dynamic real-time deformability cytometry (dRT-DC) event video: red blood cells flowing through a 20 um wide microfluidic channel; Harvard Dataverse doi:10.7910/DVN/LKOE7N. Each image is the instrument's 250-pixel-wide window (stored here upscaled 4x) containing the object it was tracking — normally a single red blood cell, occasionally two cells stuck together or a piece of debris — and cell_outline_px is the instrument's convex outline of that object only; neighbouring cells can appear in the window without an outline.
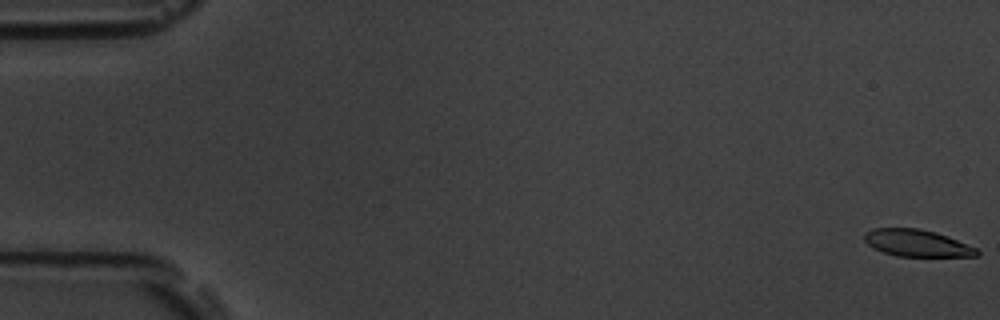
{"species": "common noctule bat (a hibernating species)", "species_latin": "Nyctalus noctula", "temperature_condition": "room temperature", "stored_images_in_passage": 56, "camera_frame_rate_fps": 3000, "um_per_image_px": 0.085, "animal": {"sex": "male", "body_mass_g": 19.5, "forearm_length_mm": 54.6}, "frame": {"image": 1, "passage_image": 1, "time_ms": 0.0, "image_size_px": [1000, 320], "cell_outline_px": [[980, 252], [976, 256], [896, 256], [884, 252], [868, 244], [864, 240], [864, 232], [872, 228], [920, 228], [936, 232], [948, 236], [976, 248]], "centroid_in_image_um": [77.93, 20.65], "position_along_channel_um": 7.1, "area_um2": 17.57}}
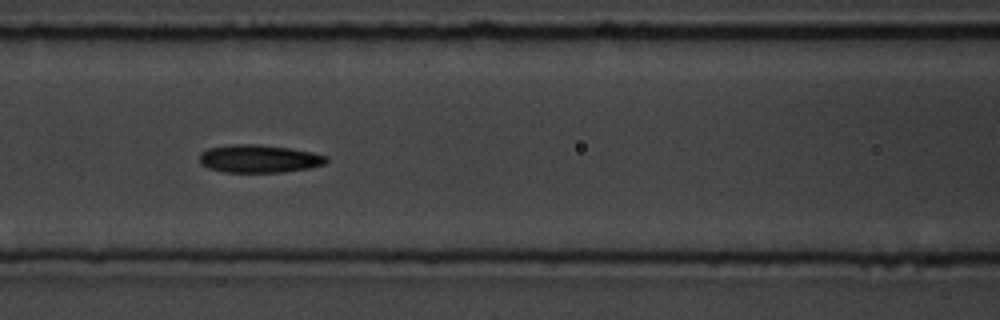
{"frame": {"image": 2, "passage_image": 25, "time_ms": 8.0, "image_size_px": [1000, 320], "cell_outline_px": [[328, 160], [324, 164], [312, 168], [284, 172], [224, 172], [208, 168], [200, 164], [200, 152], [208, 148], [232, 144], [256, 144], [288, 148], [312, 152], [328, 156]], "centroid_in_image_um": [22.02, 13.49], "position_along_channel_um": 144.6, "area_um2": 20.75}}
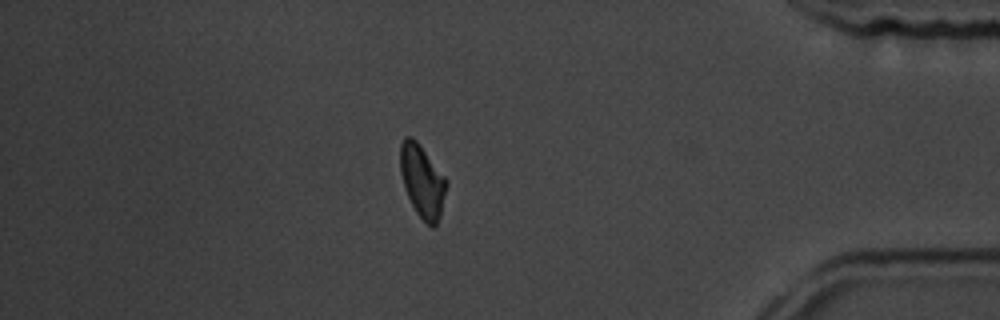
{"frame": {"image": 3, "passage_image": 49, "time_ms": 16.0, "image_size_px": [1000, 320], "cell_outline_px": [[448, 184], [440, 216], [436, 224], [432, 228], [416, 212], [404, 188], [400, 172], [400, 144], [404, 136], [412, 136], [420, 144], [448, 180]], "centroid_in_image_um": [35.89, 15.35], "position_along_channel_um": 399.3, "area_um2": 19.65}, "authors_computed_cell_mechanics": {"area_um2": 19.363, "velocity_mm_per_s": 3.6541, "shape_relaxation_time_tau1_ms": 2.9759, "shape_relaxation_time_tau2_ms": 5.6348, "deformation_change_tau1": 0.1055, "deformation_change_tau2": 0.124}}